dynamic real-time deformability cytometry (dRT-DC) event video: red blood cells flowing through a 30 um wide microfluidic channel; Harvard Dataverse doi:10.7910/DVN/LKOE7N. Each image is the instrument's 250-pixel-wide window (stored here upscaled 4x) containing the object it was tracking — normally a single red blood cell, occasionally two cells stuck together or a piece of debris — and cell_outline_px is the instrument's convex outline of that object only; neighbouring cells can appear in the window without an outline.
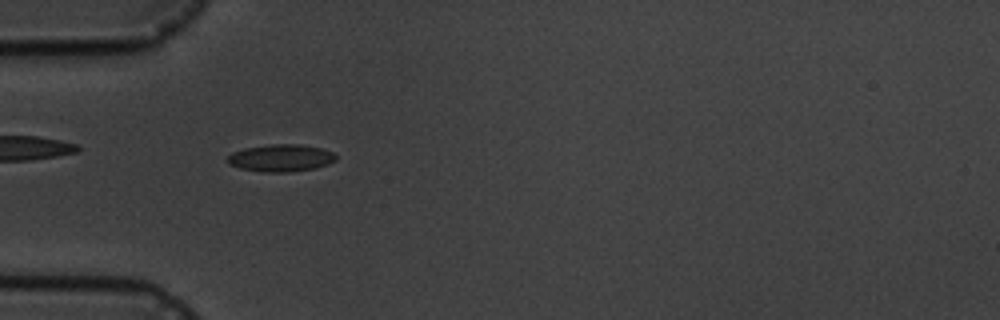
{"species": "common noctule bat (a hibernating species)", "species_latin": "Nyctalus noctula", "temperature_condition": "cold", "stored_images_in_passage": 7, "camera_frame_rate_fps": 3000, "um_per_image_px": 0.085, "animal": {"sex": "male", "body_mass_g": 19.5, "forearm_length_mm": 54.6}, "frame": {"image": 1, "passage_image": 5, "time_ms": 4.333, "image_size_px": [1000, 320], "cell_outline_px": [[336, 160], [328, 164], [316, 168], [288, 172], [264, 172], [240, 168], [228, 164], [228, 156], [232, 152], [244, 148], [268, 144], [300, 144], [320, 148], [332, 152], [336, 156]], "centroid_in_image_um": [23.86, 13.42], "position_along_channel_um": 61.1, "area_um2": 17.22}}
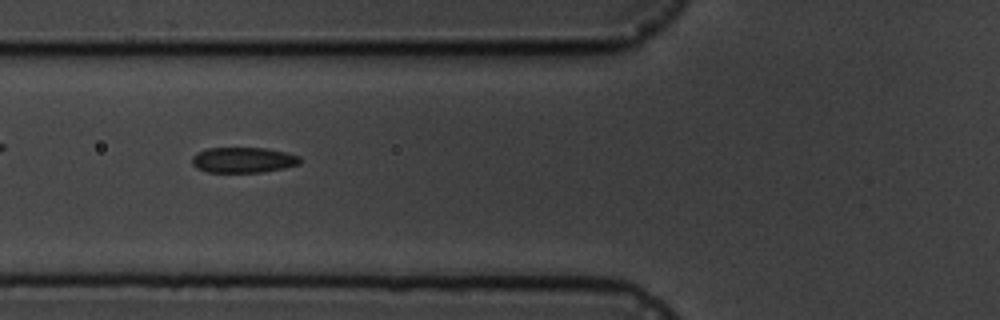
{"frame": {"image": 2, "passage_image": 6, "time_ms": 5.667, "image_size_px": [1000, 320], "cell_outline_px": [[300, 164], [284, 168], [260, 172], [208, 172], [196, 168], [192, 164], [192, 156], [196, 152], [208, 148], [268, 148], [300, 156]], "centroid_in_image_um": [20.65, 13.59], "position_along_channel_um": 105.1, "area_um2": 16.07}}
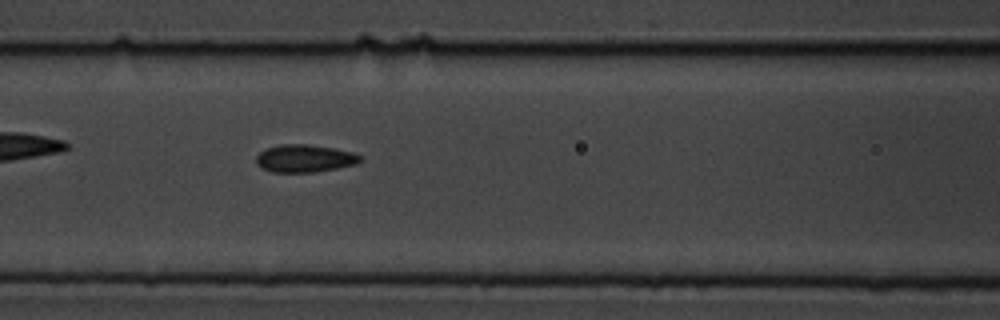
{"frame": {"image": 3, "passage_image": 7, "time_ms": 6.667, "image_size_px": [1000, 320], "cell_outline_px": [[360, 160], [356, 164], [316, 172], [272, 172], [256, 164], [256, 156], [264, 148], [280, 144], [308, 144], [332, 148], [352, 152], [360, 156]], "centroid_in_image_um": [25.85, 13.46], "position_along_channel_um": 140.8, "area_um2": 16.65}}